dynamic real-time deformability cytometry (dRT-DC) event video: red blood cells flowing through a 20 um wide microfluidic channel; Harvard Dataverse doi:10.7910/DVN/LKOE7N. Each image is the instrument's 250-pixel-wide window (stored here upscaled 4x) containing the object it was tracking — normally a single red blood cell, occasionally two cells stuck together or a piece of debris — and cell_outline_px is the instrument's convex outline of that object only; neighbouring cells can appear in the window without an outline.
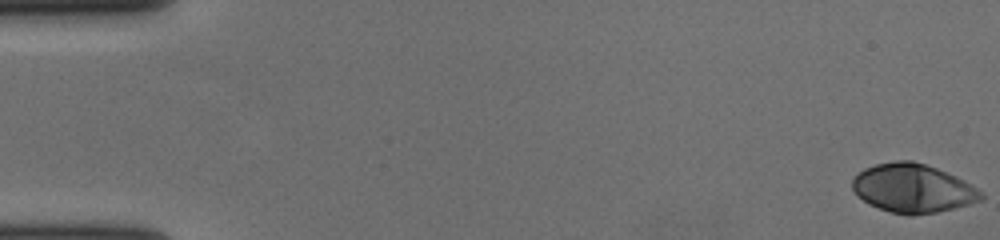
{"species": "human", "species_latin": "Homo sapiens", "temperature_condition": "cold", "stored_images_in_passage": 58, "segment_of_instrument_passage": [1, 2], "camera_frame_rate_fps": 3000, "um_per_image_px": 0.085, "donor": {"sex": "female"}, "frame": {"image": 1, "passage_image": 1, "time_ms": 0.0, "image_size_px": [1000, 240], "cell_outline_px": [[984, 200], [936, 212], [912, 216], [908, 216], [892, 212], [868, 204], [856, 196], [852, 188], [852, 176], [864, 168], [876, 164], [896, 160], [912, 160], [936, 168], [956, 176], [964, 180], [976, 188], [984, 196]], "centroid_in_image_um": [77.54, 16.0], "position_along_channel_um": 7.5, "area_um2": 36.65}}
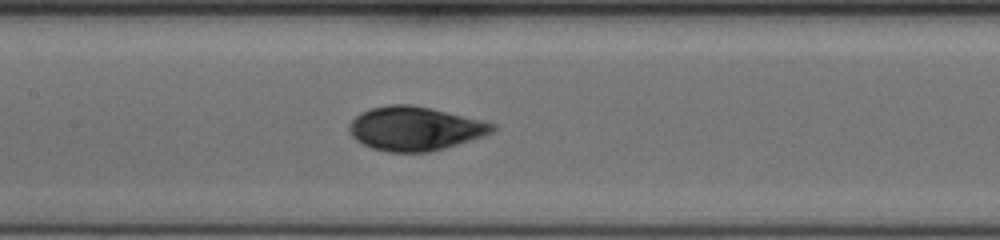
{"frame": {"image": 2, "passage_image": 28, "time_ms": 9.0, "image_size_px": [1000, 240], "cell_outline_px": [[496, 128], [492, 132], [484, 136], [444, 148], [428, 152], [388, 152], [372, 148], [356, 140], [348, 132], [348, 124], [360, 112], [368, 108], [388, 104], [412, 104], [432, 108], [496, 124]], "centroid_in_image_um": [35.23, 10.91], "position_along_channel_um": 172.2, "area_um2": 36.76}}
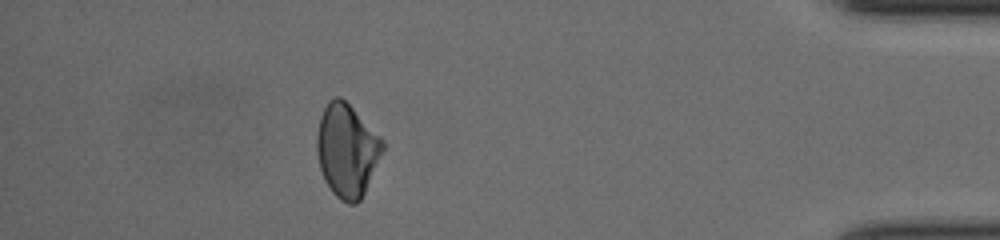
{"frame": {"image": 3, "passage_image": 51, "time_ms": 16.667, "image_size_px": [1000, 240], "cell_outline_px": [[384, 148], [364, 192], [360, 200], [356, 204], [348, 204], [340, 200], [332, 192], [324, 180], [320, 168], [316, 152], [316, 136], [320, 116], [328, 100], [336, 96], [340, 96], [384, 140]], "centroid_in_image_um": [29.46, 12.78], "position_along_channel_um": 405.7, "area_um2": 35.43}}